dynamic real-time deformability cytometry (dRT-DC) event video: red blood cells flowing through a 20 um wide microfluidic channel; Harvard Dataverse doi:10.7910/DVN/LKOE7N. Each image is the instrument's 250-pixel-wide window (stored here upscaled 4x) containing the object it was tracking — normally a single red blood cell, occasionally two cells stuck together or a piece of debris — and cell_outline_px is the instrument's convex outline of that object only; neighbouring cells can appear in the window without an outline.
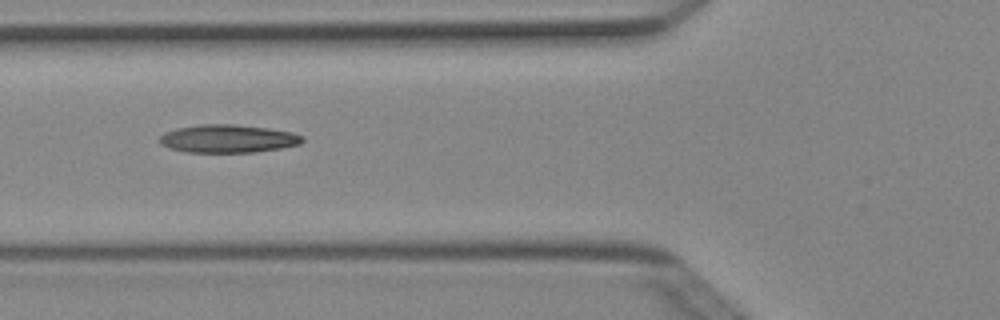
{"species": "Egyptian fruit bat (a non-hibernating species)", "species_latin": "Rousettus aegyptiacus", "temperature_condition": "cold", "stored_images_in_passage": 7, "camera_frame_rate_fps": 3000, "um_per_image_px": 0.085, "animal": {"sex": "female"}, "frame": {"image": 1, "passage_image": 4, "time_ms": 1.0, "image_size_px": [1000, 320], "cell_outline_px": [[304, 140], [300, 144], [280, 148], [252, 152], [184, 152], [168, 148], [160, 144], [156, 140], [164, 132], [176, 128], [200, 124], [232, 124], [268, 128], [292, 132], [304, 136]], "centroid_in_image_um": [19.32, 11.78], "position_along_channel_um": 106.5, "area_um2": 23.52}}
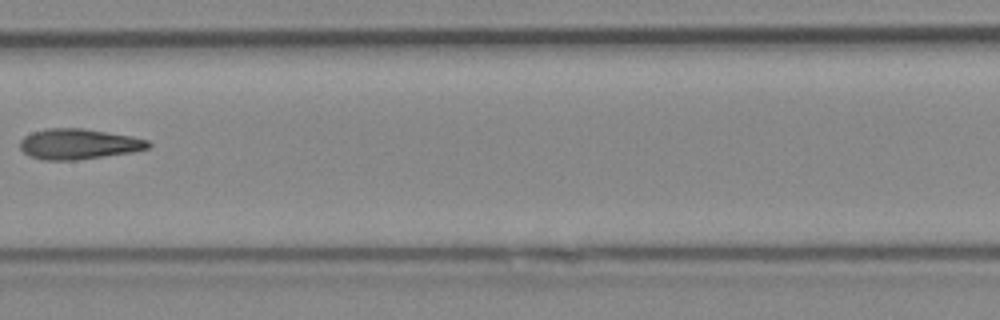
{"frame": {"image": 2, "passage_image": 6, "time_ms": 1.667, "image_size_px": [1000, 320], "cell_outline_px": [[152, 144], [148, 148], [132, 152], [76, 160], [44, 160], [28, 156], [20, 148], [20, 140], [24, 136], [32, 132], [48, 128], [80, 128], [132, 136], [148, 140]], "centroid_in_image_um": [6.66, 12.24], "position_along_channel_um": 200.7, "area_um2": 22.72}}
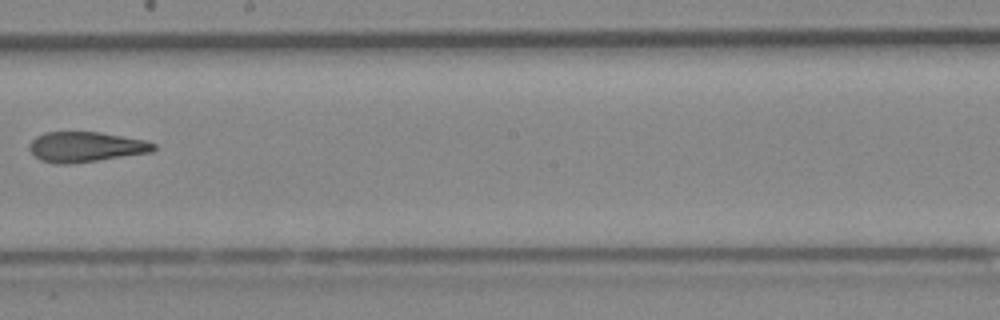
{"frame": {"image": 3, "passage_image": 7, "time_ms": 2.0, "image_size_px": [1000, 320], "cell_outline_px": [[156, 148], [152, 152], [68, 164], [56, 164], [40, 160], [28, 148], [28, 144], [36, 136], [44, 132], [100, 132], [144, 140], [156, 144]], "centroid_in_image_um": [7.26, 12.48], "position_along_channel_um": 240.9, "area_um2": 21.73}}